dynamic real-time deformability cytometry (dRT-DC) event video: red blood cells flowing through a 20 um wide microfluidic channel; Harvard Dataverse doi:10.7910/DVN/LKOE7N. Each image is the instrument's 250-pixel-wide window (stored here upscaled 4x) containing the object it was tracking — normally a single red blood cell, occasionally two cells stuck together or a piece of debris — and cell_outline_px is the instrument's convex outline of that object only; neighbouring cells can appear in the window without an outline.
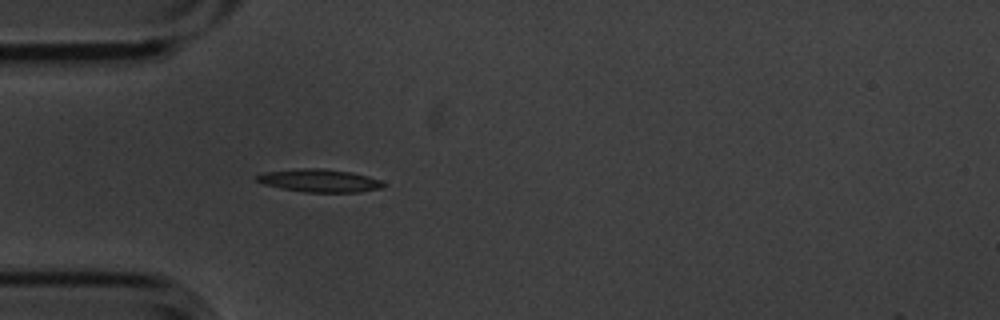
{"species": "common noctule bat (a hibernating species)", "species_latin": "Nyctalus noctula", "temperature_condition": "cold", "stored_images_in_passage": 4, "camera_frame_rate_fps": 3000, "um_per_image_px": 0.085, "animal": {"sex": "male", "body_mass_g": 20.1, "forearm_length_mm": 53.5}, "frame": {"image": 1, "passage_image": 4, "time_ms": 1.0, "image_size_px": [1000, 320], "cell_outline_px": [[384, 188], [360, 192], [304, 192], [264, 184], [252, 180], [252, 176], [264, 172], [300, 168], [324, 168], [352, 172], [368, 176], [380, 180], [384, 184]], "centroid_in_image_um": [27.12, 15.34], "position_along_channel_um": 57.9, "area_um2": 17.11}}